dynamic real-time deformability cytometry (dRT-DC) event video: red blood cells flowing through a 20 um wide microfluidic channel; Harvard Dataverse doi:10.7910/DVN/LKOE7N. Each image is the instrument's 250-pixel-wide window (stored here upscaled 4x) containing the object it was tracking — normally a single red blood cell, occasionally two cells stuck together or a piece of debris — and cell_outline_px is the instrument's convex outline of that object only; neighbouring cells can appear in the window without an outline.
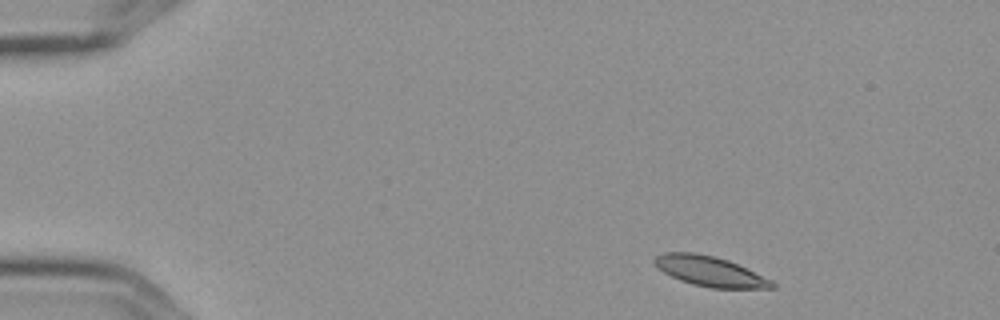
{"species": "Egyptian fruit bat (a non-hibernating species)", "species_latin": "Rousettus aegyptiacus", "temperature_condition": "cold", "stored_images_in_passage": 4, "camera_frame_rate_fps": 3000, "um_per_image_px": 0.085, "frame": {"image": 1, "passage_image": 1, "time_ms": 0.0, "image_size_px": [1000, 320], "cell_outline_px": [[776, 288], [712, 288], [692, 284], [680, 280], [664, 272], [652, 260], [656, 256], [664, 252], [692, 252], [712, 256], [728, 260], [772, 280], [776, 284]], "centroid_in_image_um": [60.35, 23.06], "position_along_channel_um": 24.6, "area_um2": 20.29}}
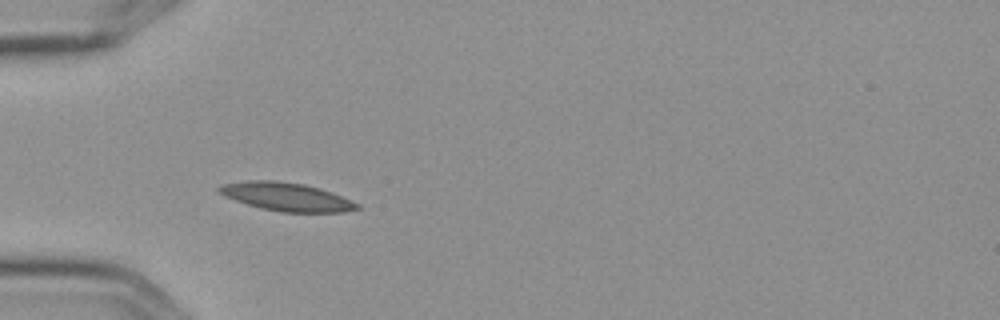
{"frame": {"image": 2, "passage_image": 3, "time_ms": 0.667, "image_size_px": [1000, 320], "cell_outline_px": [[360, 208], [344, 212], [280, 212], [260, 208], [224, 196], [216, 192], [216, 188], [224, 184], [248, 180], [276, 180], [304, 184], [320, 188], [332, 192], [360, 204]], "centroid_in_image_um": [24.34, 16.72], "position_along_channel_um": 60.7, "area_um2": 22.83}}
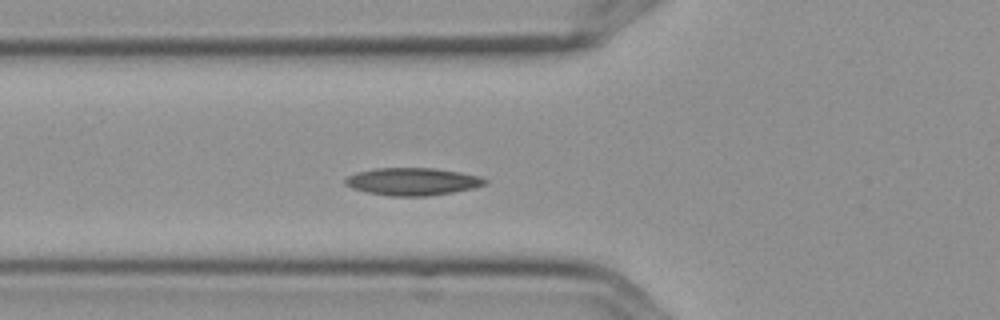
{"frame": {"image": 3, "passage_image": 4, "time_ms": 1.0, "image_size_px": [1000, 320], "cell_outline_px": [[488, 184], [472, 188], [452, 192], [428, 196], [388, 196], [368, 192], [352, 188], [344, 184], [344, 180], [348, 176], [356, 172], [376, 168], [432, 168], [460, 172], [480, 176], [488, 180]], "centroid_in_image_um": [35.07, 15.43], "position_along_channel_um": 90.7, "area_um2": 22.43}}